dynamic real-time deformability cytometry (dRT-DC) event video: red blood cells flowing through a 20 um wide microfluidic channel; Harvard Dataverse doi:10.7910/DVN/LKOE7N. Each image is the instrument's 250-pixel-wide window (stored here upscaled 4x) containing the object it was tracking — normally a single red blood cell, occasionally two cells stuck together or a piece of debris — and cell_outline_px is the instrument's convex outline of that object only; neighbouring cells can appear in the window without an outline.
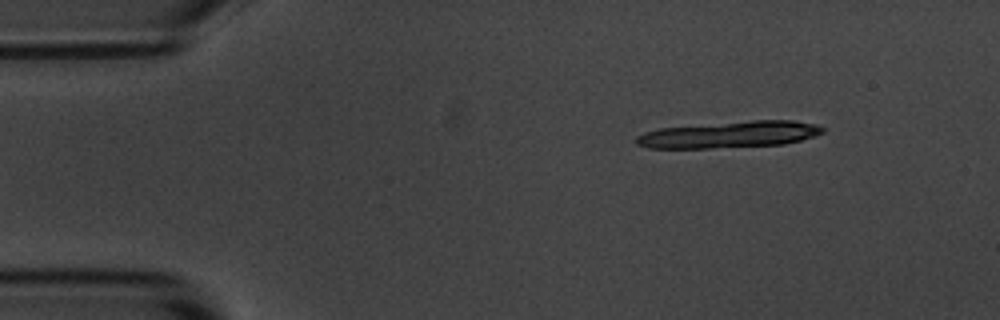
{"species": "common noctule bat (a hibernating species)", "species_latin": "Nyctalus noctula", "temperature_condition": "room temperature", "stored_images_in_passage": 13, "camera_frame_rate_fps": 3000, "um_per_image_px": 0.085, "animal": {"sex": "male", "body_mass_g": 20.1, "forearm_length_mm": 53.5}, "frame": {"image": 1, "passage_image": 1, "time_ms": 0.0, "image_size_px": [1000, 320], "cell_outline_px": [[824, 132], [816, 136], [784, 144], [708, 148], [648, 148], [636, 144], [636, 136], [644, 132], [660, 128], [752, 120], [792, 120], [816, 124], [824, 128]], "centroid_in_image_um": [62.01, 11.43], "position_along_channel_um": 23.0, "area_um2": 28.78}}